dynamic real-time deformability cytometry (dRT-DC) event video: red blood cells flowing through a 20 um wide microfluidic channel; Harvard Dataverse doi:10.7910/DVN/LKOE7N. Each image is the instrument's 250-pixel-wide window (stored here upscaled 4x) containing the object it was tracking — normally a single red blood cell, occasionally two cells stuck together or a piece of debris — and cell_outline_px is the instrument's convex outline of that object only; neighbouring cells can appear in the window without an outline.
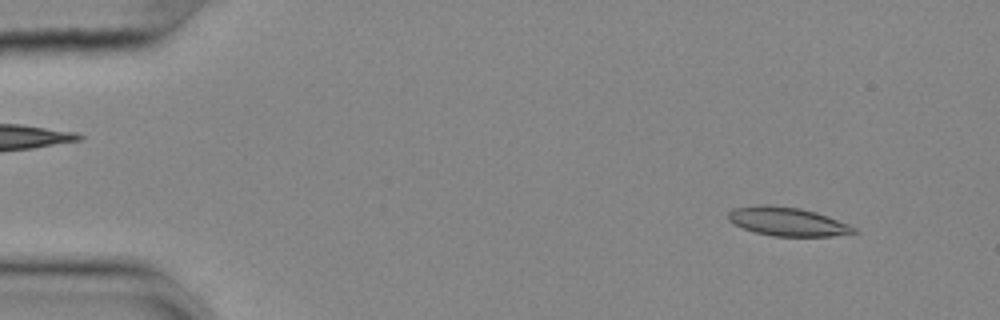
{"species": "common noctule bat (a hibernating species)", "species_latin": "Nyctalus noctula", "temperature_condition": "cold", "stored_images_in_passage": 55, "camera_frame_rate_fps": 3000, "um_per_image_px": 0.085, "animal": {"sex": "female", "body_mass_g": 25.1}, "frame": {"image": 1, "passage_image": 5, "time_ms": 1.333, "image_size_px": [1000, 320], "cell_outline_px": [[860, 232], [832, 236], [772, 236], [756, 232], [744, 228], [728, 220], [728, 212], [732, 208], [756, 204], [768, 204], [800, 208], [816, 212], [828, 216], [848, 224], [856, 228]], "centroid_in_image_um": [66.93, 18.82], "position_along_channel_um": 18.1, "area_um2": 21.1}}
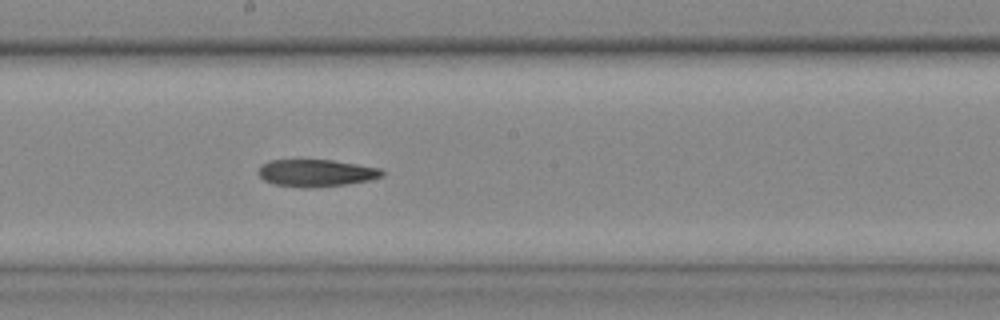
{"frame": {"image": 2, "passage_image": 30, "time_ms": 9.667, "image_size_px": [1000, 320], "cell_outline_px": [[384, 176], [372, 180], [344, 184], [312, 188], [304, 188], [272, 184], [264, 180], [260, 176], [260, 168], [264, 164], [272, 160], [332, 160], [380, 168], [384, 172]], "centroid_in_image_um": [26.92, 14.71], "position_along_channel_um": 221.3, "area_um2": 19.48}}
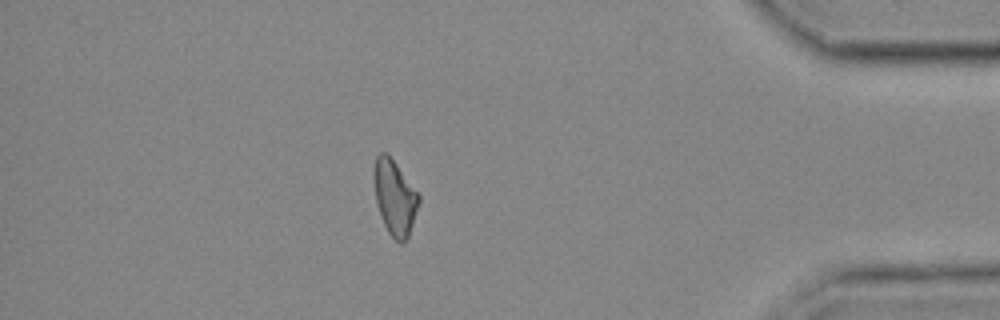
{"frame": {"image": 3, "passage_image": 48, "time_ms": 15.667, "image_size_px": [1000, 320], "cell_outline_px": [[420, 200], [408, 236], [400, 244], [388, 232], [384, 224], [376, 200], [372, 176], [372, 172], [376, 156], [380, 152], [388, 152], [420, 196]], "centroid_in_image_um": [33.52, 16.72], "position_along_channel_um": 401.7, "area_um2": 19.48}}